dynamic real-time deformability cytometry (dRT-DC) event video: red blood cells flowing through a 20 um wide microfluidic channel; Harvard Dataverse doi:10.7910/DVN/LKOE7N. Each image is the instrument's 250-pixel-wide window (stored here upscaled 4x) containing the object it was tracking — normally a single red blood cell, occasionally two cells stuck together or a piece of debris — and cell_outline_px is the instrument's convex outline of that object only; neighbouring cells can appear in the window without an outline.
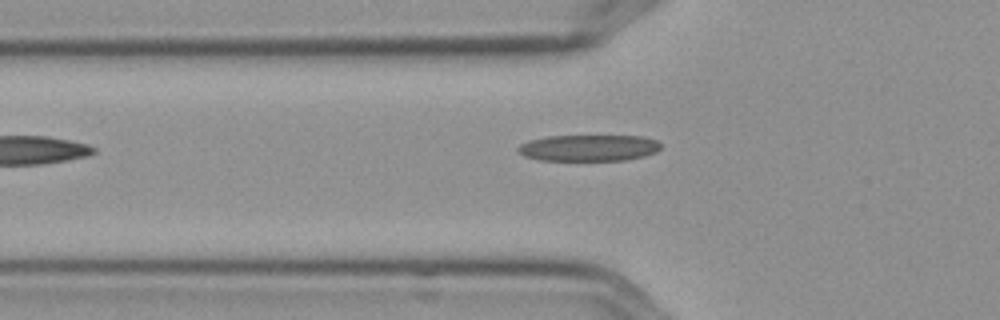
{"species": "Egyptian fruit bat (a non-hibernating species)", "species_latin": "Rousettus aegyptiacus", "temperature_condition": "cold", "stored_images_in_passage": 3, "camera_frame_rate_fps": 3000, "um_per_image_px": 0.085, "frame": {"image": 1, "passage_image": 2, "time_ms": 0.333, "image_size_px": [1000, 320], "cell_outline_px": [[660, 148], [656, 152], [644, 156], [624, 160], [540, 160], [524, 156], [516, 152], [516, 148], [520, 144], [528, 140], [548, 136], [640, 136], [656, 140], [660, 144]], "centroid_in_image_um": [49.99, 12.57], "position_along_channel_um": 75.8, "area_um2": 21.96}}
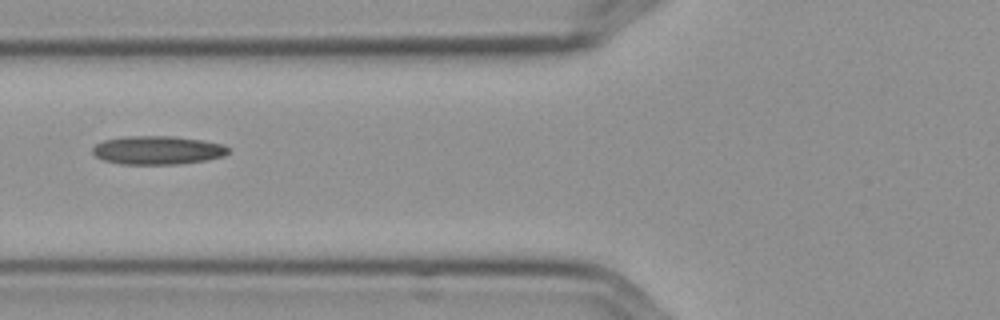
{"frame": {"image": 2, "passage_image": 3, "time_ms": 0.667, "image_size_px": [1000, 320], "cell_outline_px": [[228, 152], [224, 156], [204, 160], [176, 164], [120, 164], [104, 160], [96, 156], [92, 152], [92, 148], [96, 144], [104, 140], [124, 136], [176, 136], [204, 140], [224, 144], [228, 148]], "centroid_in_image_um": [13.39, 12.75], "position_along_channel_um": 112.4, "area_um2": 22.6}}